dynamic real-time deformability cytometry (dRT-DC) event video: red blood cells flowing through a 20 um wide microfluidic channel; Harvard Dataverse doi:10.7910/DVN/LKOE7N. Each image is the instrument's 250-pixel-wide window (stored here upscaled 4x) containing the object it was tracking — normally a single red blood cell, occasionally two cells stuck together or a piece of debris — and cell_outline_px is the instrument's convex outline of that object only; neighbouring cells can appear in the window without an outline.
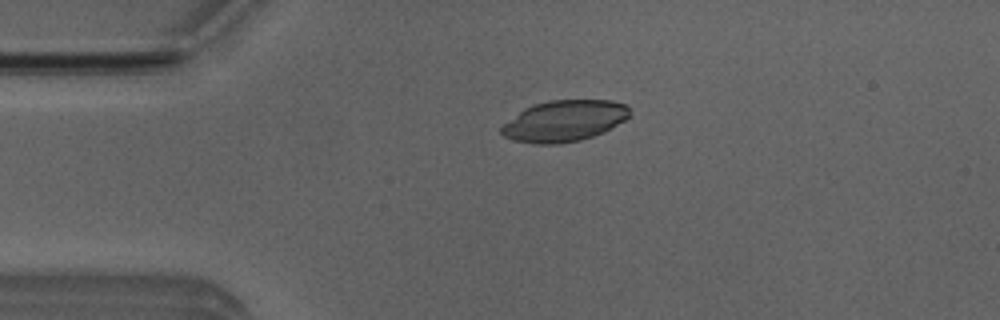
{"species": "Egyptian fruit bat (a non-hibernating species)", "species_latin": "Rousettus aegyptiacus", "temperature_condition": "room temperature", "stored_images_in_passage": 41, "camera_frame_rate_fps": 3000, "um_per_image_px": 0.085, "animal": {"sex": "male"}, "frame": {"image": 1, "passage_image": 1, "time_ms": 0.0, "image_size_px": [1000, 320], "cell_outline_px": [[632, 116], [604, 132], [580, 140], [556, 144], [536, 144], [512, 140], [504, 136], [500, 132], [500, 128], [504, 124], [524, 108], [532, 104], [548, 100], [612, 100], [624, 104], [628, 108]], "centroid_in_image_um": [47.96, 10.27], "position_along_channel_um": 37.0, "area_um2": 30.87}}
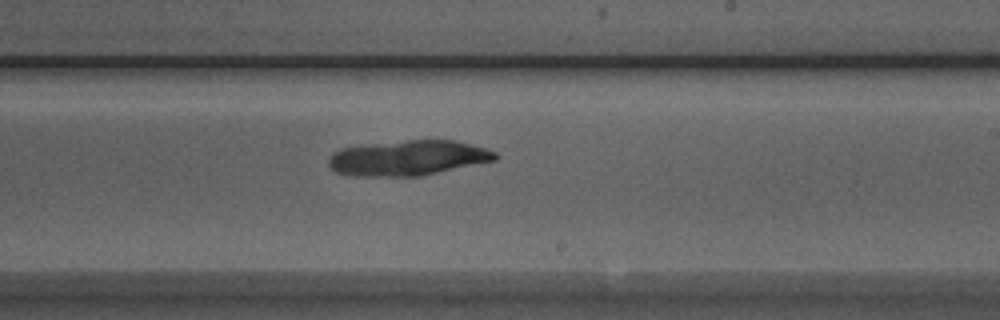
{"frame": {"image": 2, "passage_image": 20, "time_ms": 6.333, "image_size_px": [1000, 320], "cell_outline_px": [[500, 156], [496, 160], [420, 176], [352, 176], [336, 172], [328, 164], [328, 156], [332, 152], [340, 148], [368, 144], [408, 140], [456, 140], [484, 148], [496, 152]], "centroid_in_image_um": [34.66, 13.42], "position_along_channel_um": 254.3, "area_um2": 34.28}}
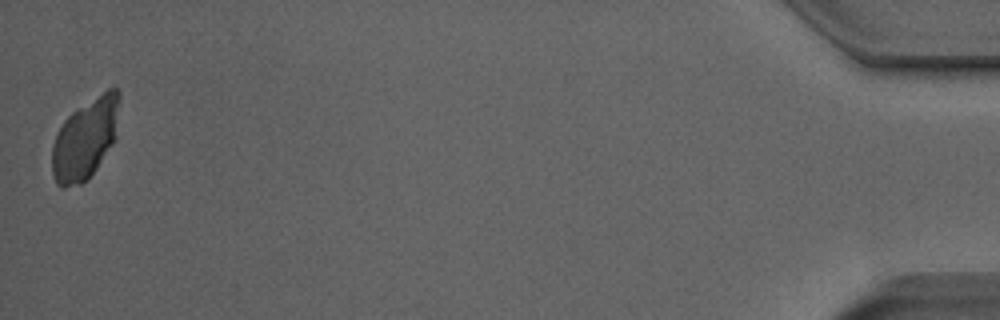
{"frame": {"image": 3, "passage_image": 41, "time_ms": 13.333, "image_size_px": [1000, 320], "cell_outline_px": [[120, 100], [116, 140], [96, 168], [80, 184], [64, 188], [60, 188], [56, 184], [52, 172], [52, 144], [56, 132], [64, 120], [72, 112], [108, 88], [116, 88], [120, 92]], "centroid_in_image_um": [7.25, 11.79], "position_along_channel_um": 427.9, "area_um2": 31.85}}